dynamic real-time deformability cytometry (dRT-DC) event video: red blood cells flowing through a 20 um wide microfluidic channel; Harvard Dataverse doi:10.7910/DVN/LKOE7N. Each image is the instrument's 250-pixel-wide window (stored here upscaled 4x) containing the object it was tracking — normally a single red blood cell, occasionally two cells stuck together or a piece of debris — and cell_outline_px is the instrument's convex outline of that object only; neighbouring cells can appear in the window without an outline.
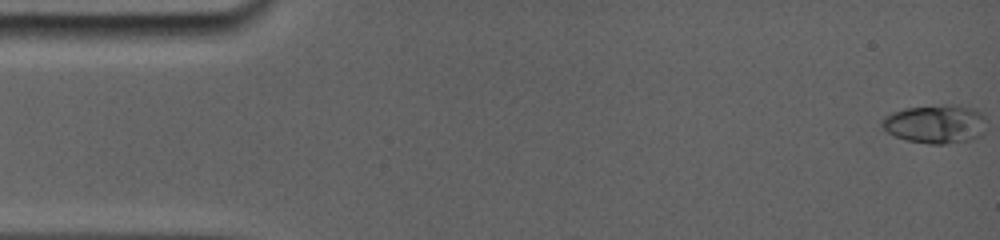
{"species": "common noctule bat (a hibernating species)", "species_latin": "Nyctalus noctula", "temperature_condition": "room temperature", "stored_images_in_passage": 55, "camera_frame_rate_fps": 5000, "um_per_image_px": 0.085, "animal": {"sex": "female", "body_mass_g": 19.0, "forearm_length_mm": 56.7}, "frame": {"image": 1, "passage_image": 1, "time_ms": 0.0, "image_size_px": [1000, 240], "cell_outline_px": [[980, 116], [948, 140], [908, 140], [896, 136], [888, 132], [884, 128], [884, 120], [888, 116], [896, 112], [908, 108], [964, 108], [976, 112]], "centroid_in_image_um": [78.96, 10.46], "position_along_channel_um": 6.0, "area_um2": 17.46}}
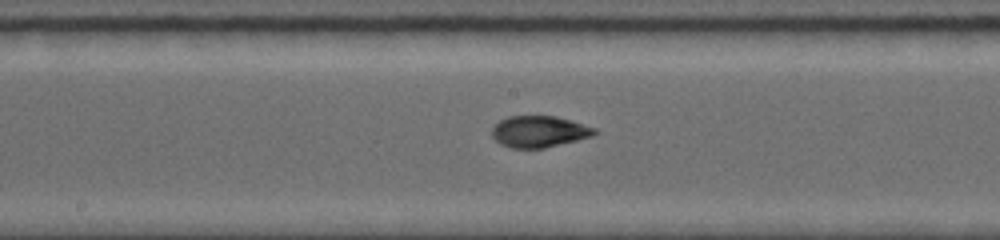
{"frame": {"image": 2, "passage_image": 29, "time_ms": 8.4, "image_size_px": [1000, 240], "cell_outline_px": [[596, 132], [592, 136], [544, 148], [512, 148], [500, 144], [492, 136], [492, 128], [500, 120], [508, 116], [552, 116], [568, 120], [596, 128]], "centroid_in_image_um": [45.78, 11.19], "position_along_channel_um": 202.4, "area_um2": 18.5}}
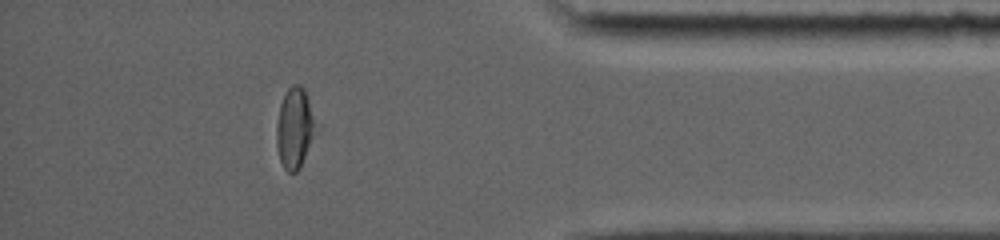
{"frame": {"image": 3, "passage_image": 50, "time_ms": 14.2, "image_size_px": [1000, 240], "cell_outline_px": [[320, 132], [300, 168], [296, 172], [288, 172], [284, 168], [280, 160], [276, 144], [276, 124], [280, 104], [288, 88], [292, 84], [300, 84], [304, 88], [320, 128]], "centroid_in_image_um": [25.12, 10.91], "position_along_channel_um": 410.1, "area_um2": 19.42}, "authors_computed_cell_mechanics": {"area_um2": 18.6694, "velocity_mm_per_s": 3.8857, "shape_relaxation_time_tau1_ms": 8.0209, "shape_relaxation_time_tau2_ms": 1.3033, "deformation_change_tau1": 0.2709, "deformation_change_tau2": 0.0558}}